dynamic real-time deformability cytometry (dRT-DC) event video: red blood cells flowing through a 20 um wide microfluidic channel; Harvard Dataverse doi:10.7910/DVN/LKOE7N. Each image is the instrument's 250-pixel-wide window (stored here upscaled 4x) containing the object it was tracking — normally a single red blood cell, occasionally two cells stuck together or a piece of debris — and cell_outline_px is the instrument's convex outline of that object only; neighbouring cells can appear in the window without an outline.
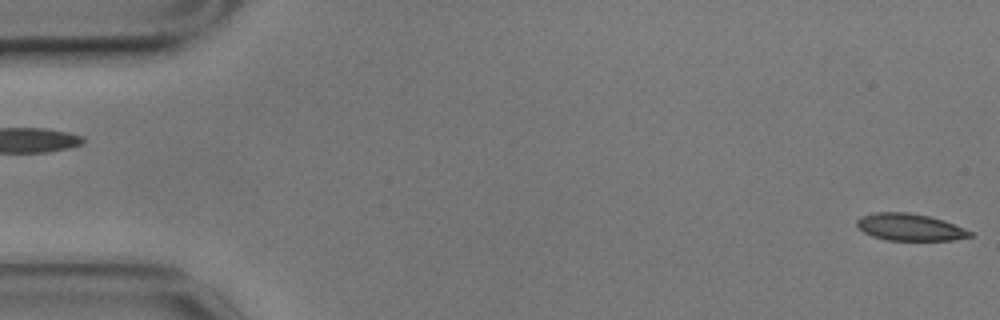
{"species": "common noctule bat (a hibernating species)", "species_latin": "Nyctalus noctula", "temperature_condition": "cold", "stored_images_in_passage": 58, "camera_frame_rate_fps": 3000, "um_per_image_px": 0.085, "animal": {"sex": "male", "body_mass_g": 17.9}, "frame": {"image": 1, "passage_image": 1, "time_ms": 0.0, "image_size_px": [1000, 320], "cell_outline_px": [[972, 236], [952, 240], [888, 240], [872, 236], [864, 232], [856, 224], [856, 220], [860, 216], [876, 212], [908, 212], [928, 216], [944, 220], [964, 228], [972, 232]], "centroid_in_image_um": [77.32, 19.3], "position_along_channel_um": 7.7, "area_um2": 17.74}}
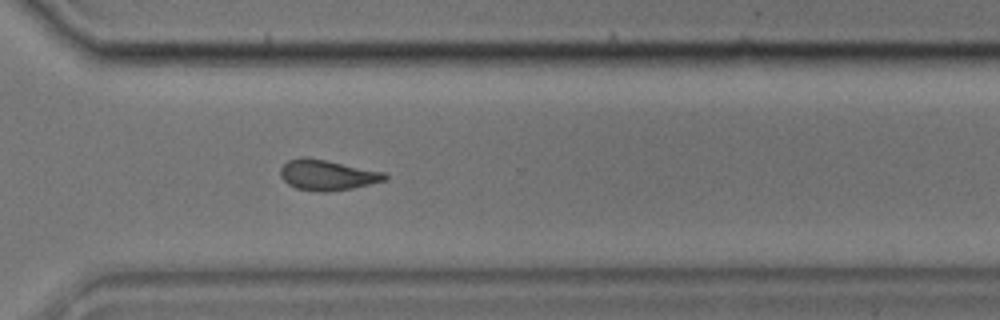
{"frame": {"image": 2, "passage_image": 41, "time_ms": 13.333, "image_size_px": [1000, 320], "cell_outline_px": [[388, 180], [352, 188], [328, 192], [320, 192], [296, 188], [288, 184], [280, 176], [280, 168], [288, 160], [300, 156], [304, 156], [384, 172], [388, 176]], "centroid_in_image_um": [27.8, 14.88], "position_along_channel_um": 342.8, "area_um2": 18.5}}
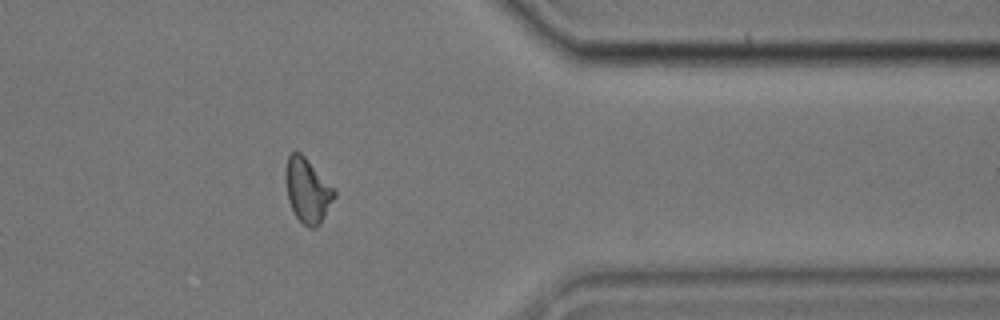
{"frame": {"image": 3, "passage_image": 46, "time_ms": 15.0, "image_size_px": [1000, 320], "cell_outline_px": [[336, 196], [320, 224], [316, 228], [308, 228], [296, 216], [288, 200], [284, 176], [284, 172], [288, 156], [292, 152], [300, 152], [336, 188]], "centroid_in_image_um": [26.15, 16.18], "position_along_channel_um": 385.3, "area_um2": 18.5}, "authors_computed_cell_mechanics": {"area_um2": 18.5538, "velocity_mm_per_s": 3.484, "shape_relaxation_time_tau1_ms": 7.0882, "shape_relaxation_time_tau2_ms": 3.3255, "deformation_change_tau1": 0.1185, "deformation_change_tau2": 0.0911}}